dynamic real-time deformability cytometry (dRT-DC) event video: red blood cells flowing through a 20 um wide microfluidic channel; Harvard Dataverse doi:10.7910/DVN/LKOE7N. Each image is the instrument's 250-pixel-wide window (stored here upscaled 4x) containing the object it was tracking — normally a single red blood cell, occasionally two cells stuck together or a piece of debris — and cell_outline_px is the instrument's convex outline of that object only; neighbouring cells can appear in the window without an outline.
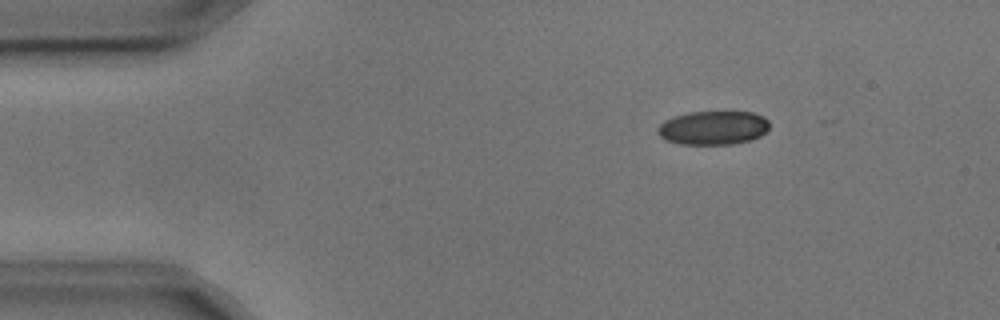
{"species": "common noctule bat (a hibernating species)", "species_latin": "Nyctalus noctula", "temperature_condition": "cold", "stored_images_in_passage": 4, "camera_frame_rate_fps": 3000, "um_per_image_px": 0.085, "animal": {"sex": "male", "body_mass_g": 17.9, "forearm_length_mm": 54.2}, "frame": {"image": 1, "passage_image": 1, "time_ms": 0.0, "image_size_px": [1000, 320], "cell_outline_px": [[768, 128], [760, 136], [752, 140], [732, 144], [680, 144], [664, 140], [656, 132], [656, 128], [664, 120], [688, 112], [752, 112], [764, 116], [768, 120]], "centroid_in_image_um": [60.59, 10.87], "position_along_channel_um": 24.4, "area_um2": 22.14}}
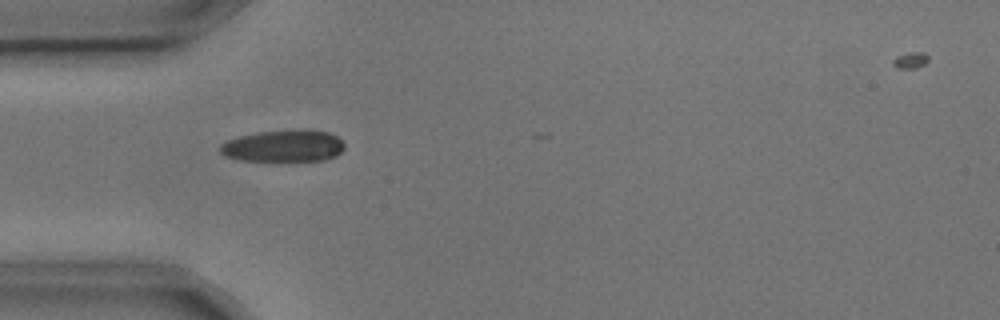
{"frame": {"image": 2, "passage_image": 3, "time_ms": 0.667, "image_size_px": [1000, 320], "cell_outline_px": [[344, 148], [336, 156], [324, 160], [288, 164], [272, 164], [240, 160], [224, 156], [220, 152], [220, 144], [228, 140], [240, 136], [256, 132], [300, 128], [308, 128], [328, 132], [336, 136], [344, 144]], "centroid_in_image_um": [24.1, 12.45], "position_along_channel_um": 60.9, "area_um2": 24.74}}